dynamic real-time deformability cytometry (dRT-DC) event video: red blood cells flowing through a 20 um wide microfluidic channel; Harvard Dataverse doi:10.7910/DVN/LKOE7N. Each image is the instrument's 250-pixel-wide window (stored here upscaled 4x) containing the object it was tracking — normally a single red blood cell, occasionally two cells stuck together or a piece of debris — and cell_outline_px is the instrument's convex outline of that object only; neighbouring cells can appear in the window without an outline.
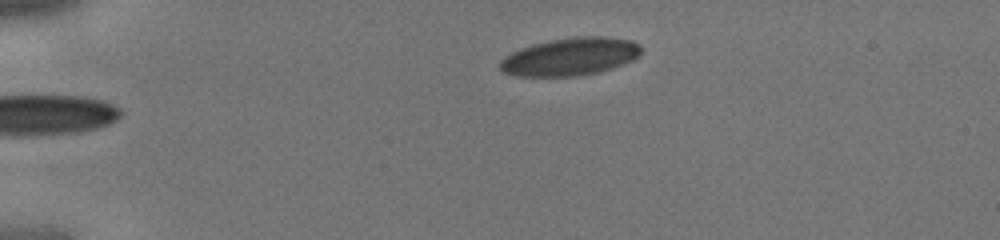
{"species": "human", "species_latin": "Homo sapiens", "temperature_condition": "cold", "stored_images_in_passage": 6, "camera_frame_rate_fps": 3000, "um_per_image_px": 0.085, "donor": {"sex": "male"}, "frame": {"image": 1, "passage_image": 1, "time_ms": 0.0, "image_size_px": [1000, 240], "cell_outline_px": [[640, 56], [624, 64], [612, 68], [596, 72], [576, 76], [516, 76], [504, 72], [500, 68], [500, 60], [504, 56], [520, 48], [532, 44], [552, 40], [576, 36], [604, 36], [632, 40], [640, 44]], "centroid_in_image_um": [48.48, 4.81], "position_along_channel_um": 36.5, "area_um2": 31.1}}
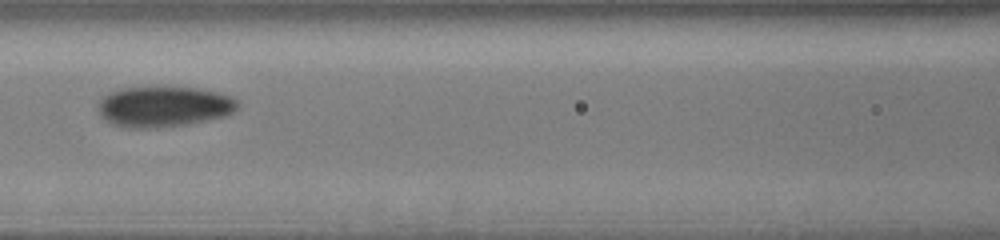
{"frame": {"image": 2, "passage_image": 5, "time_ms": 1.333, "image_size_px": [1000, 240], "cell_outline_px": [[240, 104], [232, 112], [224, 116], [184, 124], [160, 128], [128, 128], [112, 124], [104, 120], [100, 116], [96, 108], [96, 104], [104, 96], [120, 88], [164, 84], [200, 88], [232, 96], [240, 100]], "centroid_in_image_um": [13.88, 9.01], "position_along_channel_um": 152.7, "area_um2": 34.16}}
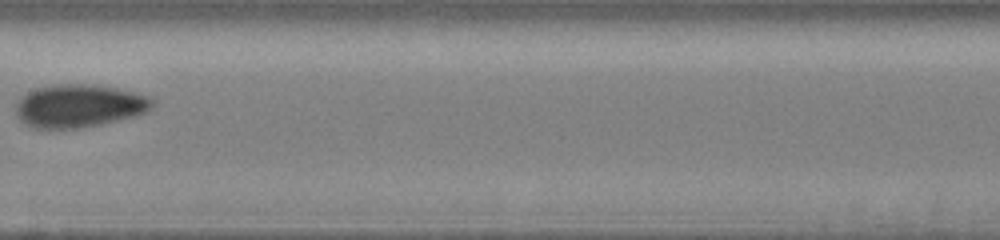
{"frame": {"image": 3, "passage_image": 6, "time_ms": 1.667, "image_size_px": [1000, 240], "cell_outline_px": [[156, 104], [148, 112], [100, 124], [80, 128], [36, 128], [24, 124], [16, 116], [16, 104], [28, 92], [36, 88], [56, 84], [84, 84], [116, 88], [152, 96], [156, 100]], "centroid_in_image_um": [6.77, 9.0], "position_along_channel_um": 200.6, "area_um2": 34.16}}